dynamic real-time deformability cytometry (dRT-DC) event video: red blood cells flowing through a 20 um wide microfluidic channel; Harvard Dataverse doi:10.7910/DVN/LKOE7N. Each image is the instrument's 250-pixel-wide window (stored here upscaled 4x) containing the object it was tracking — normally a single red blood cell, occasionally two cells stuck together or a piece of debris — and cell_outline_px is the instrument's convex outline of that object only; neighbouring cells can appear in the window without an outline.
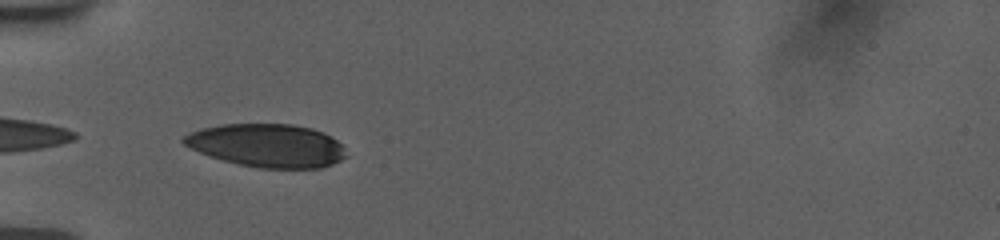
{"species": "human", "species_latin": "Homo sapiens", "temperature_condition": "room temperature", "stored_images_in_passage": 37, "camera_frame_rate_fps": 3000, "um_per_image_px": 0.085, "donor": {"sex": "female"}, "frame": {"image": 1, "passage_image": 1, "time_ms": 0.0, "image_size_px": [1000, 240], "cell_outline_px": [[348, 156], [332, 164], [320, 168], [260, 168], [240, 164], [208, 156], [184, 144], [180, 140], [184, 136], [200, 128], [220, 124], [292, 124], [312, 128], [324, 132], [332, 136], [344, 148]], "centroid_in_image_um": [22.72, 12.36], "position_along_channel_um": 62.3, "area_um2": 40.92}}
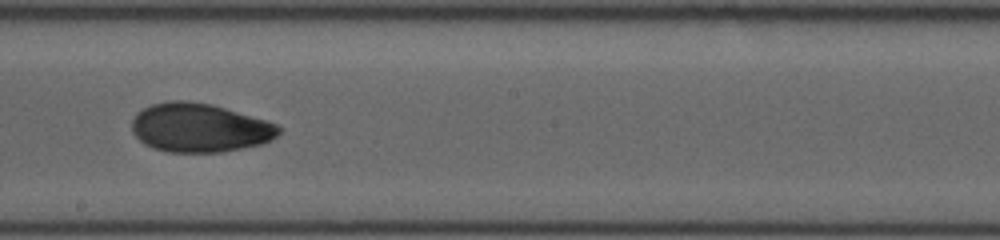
{"frame": {"image": 2, "passage_image": 15, "time_ms": 4.667, "image_size_px": [1000, 240], "cell_outline_px": [[280, 132], [272, 140], [260, 144], [220, 152], [168, 152], [152, 148], [144, 144], [132, 132], [132, 120], [136, 112], [152, 104], [168, 100], [188, 100], [212, 104], [264, 120], [276, 124], [280, 128]], "centroid_in_image_um": [16.91, 10.85], "position_along_channel_um": 231.3, "area_um2": 41.73}}
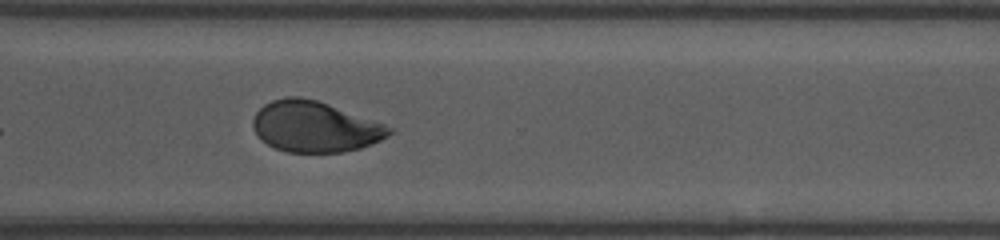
{"frame": {"image": 3, "passage_image": 24, "time_ms": 7.667, "image_size_px": [1000, 240], "cell_outline_px": [[396, 132], [372, 144], [360, 148], [344, 152], [288, 152], [276, 148], [268, 144], [256, 132], [252, 124], [252, 120], [256, 112], [264, 104], [272, 100], [288, 96], [300, 96], [316, 100], [328, 104], [396, 128]], "centroid_in_image_um": [26.8, 10.76], "position_along_channel_um": 343.8, "area_um2": 40.23}, "authors_computed_cell_mechanics": {"area_um2": 42.0206, "velocity_mm_per_s": 3.7761, "shape_relaxation_time_tau1_ms": 5.1472, "shape_relaxation_time_tau2_ms": 1.9557, "deformation_change_tau1": 0.1559, "deformation_change_tau2": 0.0579}}